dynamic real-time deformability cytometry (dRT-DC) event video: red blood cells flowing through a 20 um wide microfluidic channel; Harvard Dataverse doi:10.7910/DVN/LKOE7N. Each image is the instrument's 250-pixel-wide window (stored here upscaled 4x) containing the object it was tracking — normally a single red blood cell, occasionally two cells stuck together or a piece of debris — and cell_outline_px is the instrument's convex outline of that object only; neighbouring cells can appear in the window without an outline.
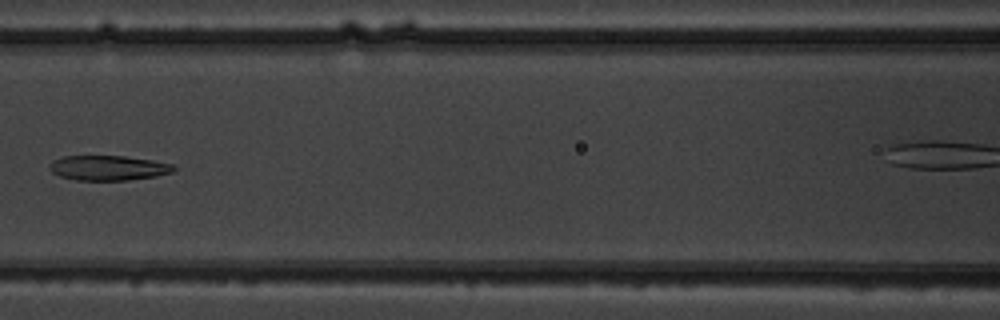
{"species": "common noctule bat (a hibernating species)", "species_latin": "Nyctalus noctula", "temperature_condition": "warm", "stored_images_in_passage": 9, "segment_of_instrument_passage": [1, 2], "camera_frame_rate_fps": 3000, "um_per_image_px": 0.085, "animal": {"sex": "male", "body_mass_g": 19.5, "forearm_length_mm": 54.6}, "frame": {"image": 1, "passage_image": 7, "time_ms": 7.0, "image_size_px": [1000, 320], "cell_outline_px": [[176, 168], [172, 172], [156, 176], [128, 180], [76, 180], [60, 176], [52, 172], [48, 168], [56, 160], [64, 156], [124, 156], [152, 160], [172, 164]], "centroid_in_image_um": [9.23, 14.27], "position_along_channel_um": 157.4, "area_um2": 17.8}}
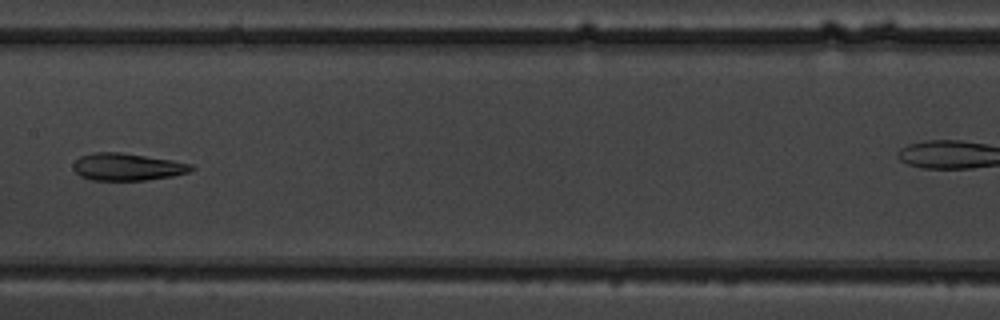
{"frame": {"image": 2, "passage_image": 8, "time_ms": 8.0, "image_size_px": [1000, 320], "cell_outline_px": [[196, 168], [188, 172], [172, 176], [144, 180], [92, 180], [80, 176], [72, 168], [72, 164], [80, 156], [96, 152], [120, 152], [172, 160], [192, 164]], "centroid_in_image_um": [10.8, 14.18], "position_along_channel_um": 196.6, "area_um2": 18.73}}